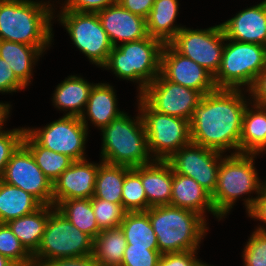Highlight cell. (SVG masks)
<instances>
[{
	"instance_id": "obj_40",
	"label": "cell",
	"mask_w": 266,
	"mask_h": 266,
	"mask_svg": "<svg viewBox=\"0 0 266 266\" xmlns=\"http://www.w3.org/2000/svg\"><path fill=\"white\" fill-rule=\"evenodd\" d=\"M244 206L250 218H255L266 225V186L263 184L260 194L256 197L243 199ZM256 230L266 232V227L259 226Z\"/></svg>"
},
{
	"instance_id": "obj_48",
	"label": "cell",
	"mask_w": 266,
	"mask_h": 266,
	"mask_svg": "<svg viewBox=\"0 0 266 266\" xmlns=\"http://www.w3.org/2000/svg\"><path fill=\"white\" fill-rule=\"evenodd\" d=\"M0 266H17L9 258L0 254Z\"/></svg>"
},
{
	"instance_id": "obj_11",
	"label": "cell",
	"mask_w": 266,
	"mask_h": 266,
	"mask_svg": "<svg viewBox=\"0 0 266 266\" xmlns=\"http://www.w3.org/2000/svg\"><path fill=\"white\" fill-rule=\"evenodd\" d=\"M225 41L220 23L206 29L183 27L168 44L177 53L195 61L214 76L222 61Z\"/></svg>"
},
{
	"instance_id": "obj_21",
	"label": "cell",
	"mask_w": 266,
	"mask_h": 266,
	"mask_svg": "<svg viewBox=\"0 0 266 266\" xmlns=\"http://www.w3.org/2000/svg\"><path fill=\"white\" fill-rule=\"evenodd\" d=\"M173 170L166 160L141 165V182L150 207L170 205Z\"/></svg>"
},
{
	"instance_id": "obj_10",
	"label": "cell",
	"mask_w": 266,
	"mask_h": 266,
	"mask_svg": "<svg viewBox=\"0 0 266 266\" xmlns=\"http://www.w3.org/2000/svg\"><path fill=\"white\" fill-rule=\"evenodd\" d=\"M59 12L58 21L66 28L75 47L85 54L92 64L102 67L114 46L97 13L71 10Z\"/></svg>"
},
{
	"instance_id": "obj_23",
	"label": "cell",
	"mask_w": 266,
	"mask_h": 266,
	"mask_svg": "<svg viewBox=\"0 0 266 266\" xmlns=\"http://www.w3.org/2000/svg\"><path fill=\"white\" fill-rule=\"evenodd\" d=\"M93 85L81 76H68L57 85L52 96V103L59 110L69 111L65 112V115L80 117L85 112Z\"/></svg>"
},
{
	"instance_id": "obj_36",
	"label": "cell",
	"mask_w": 266,
	"mask_h": 266,
	"mask_svg": "<svg viewBox=\"0 0 266 266\" xmlns=\"http://www.w3.org/2000/svg\"><path fill=\"white\" fill-rule=\"evenodd\" d=\"M97 224L101 230L120 227L127 211L122 204L91 198Z\"/></svg>"
},
{
	"instance_id": "obj_25",
	"label": "cell",
	"mask_w": 266,
	"mask_h": 266,
	"mask_svg": "<svg viewBox=\"0 0 266 266\" xmlns=\"http://www.w3.org/2000/svg\"><path fill=\"white\" fill-rule=\"evenodd\" d=\"M53 205H42L35 212L9 221L7 224L25 249L33 255L41 242Z\"/></svg>"
},
{
	"instance_id": "obj_43",
	"label": "cell",
	"mask_w": 266,
	"mask_h": 266,
	"mask_svg": "<svg viewBox=\"0 0 266 266\" xmlns=\"http://www.w3.org/2000/svg\"><path fill=\"white\" fill-rule=\"evenodd\" d=\"M195 254L197 250L162 254L158 266H195L200 261Z\"/></svg>"
},
{
	"instance_id": "obj_5",
	"label": "cell",
	"mask_w": 266,
	"mask_h": 266,
	"mask_svg": "<svg viewBox=\"0 0 266 266\" xmlns=\"http://www.w3.org/2000/svg\"><path fill=\"white\" fill-rule=\"evenodd\" d=\"M164 45L149 35L141 40L118 44L102 68L110 69L119 79L136 82L140 95L160 74Z\"/></svg>"
},
{
	"instance_id": "obj_13",
	"label": "cell",
	"mask_w": 266,
	"mask_h": 266,
	"mask_svg": "<svg viewBox=\"0 0 266 266\" xmlns=\"http://www.w3.org/2000/svg\"><path fill=\"white\" fill-rule=\"evenodd\" d=\"M140 96L157 112L190 121L202 94L159 74Z\"/></svg>"
},
{
	"instance_id": "obj_19",
	"label": "cell",
	"mask_w": 266,
	"mask_h": 266,
	"mask_svg": "<svg viewBox=\"0 0 266 266\" xmlns=\"http://www.w3.org/2000/svg\"><path fill=\"white\" fill-rule=\"evenodd\" d=\"M221 27L226 39L266 46V2L243 9Z\"/></svg>"
},
{
	"instance_id": "obj_47",
	"label": "cell",
	"mask_w": 266,
	"mask_h": 266,
	"mask_svg": "<svg viewBox=\"0 0 266 266\" xmlns=\"http://www.w3.org/2000/svg\"><path fill=\"white\" fill-rule=\"evenodd\" d=\"M11 105L9 103L0 102V129H3L4 122L9 117Z\"/></svg>"
},
{
	"instance_id": "obj_42",
	"label": "cell",
	"mask_w": 266,
	"mask_h": 266,
	"mask_svg": "<svg viewBox=\"0 0 266 266\" xmlns=\"http://www.w3.org/2000/svg\"><path fill=\"white\" fill-rule=\"evenodd\" d=\"M26 86L15 76L9 64L0 57V93H12Z\"/></svg>"
},
{
	"instance_id": "obj_49",
	"label": "cell",
	"mask_w": 266,
	"mask_h": 266,
	"mask_svg": "<svg viewBox=\"0 0 266 266\" xmlns=\"http://www.w3.org/2000/svg\"><path fill=\"white\" fill-rule=\"evenodd\" d=\"M195 266H211V265L206 264V263H204V262H202V261L200 260Z\"/></svg>"
},
{
	"instance_id": "obj_8",
	"label": "cell",
	"mask_w": 266,
	"mask_h": 266,
	"mask_svg": "<svg viewBox=\"0 0 266 266\" xmlns=\"http://www.w3.org/2000/svg\"><path fill=\"white\" fill-rule=\"evenodd\" d=\"M137 98L148 151L153 160H167L181 147L191 143L190 121L157 112L140 95Z\"/></svg>"
},
{
	"instance_id": "obj_32",
	"label": "cell",
	"mask_w": 266,
	"mask_h": 266,
	"mask_svg": "<svg viewBox=\"0 0 266 266\" xmlns=\"http://www.w3.org/2000/svg\"><path fill=\"white\" fill-rule=\"evenodd\" d=\"M22 144L31 152L35 163L52 184L74 162L68 155L40 146L27 132Z\"/></svg>"
},
{
	"instance_id": "obj_7",
	"label": "cell",
	"mask_w": 266,
	"mask_h": 266,
	"mask_svg": "<svg viewBox=\"0 0 266 266\" xmlns=\"http://www.w3.org/2000/svg\"><path fill=\"white\" fill-rule=\"evenodd\" d=\"M222 61L213 76L217 89H241L247 91L266 67V46L226 39Z\"/></svg>"
},
{
	"instance_id": "obj_15",
	"label": "cell",
	"mask_w": 266,
	"mask_h": 266,
	"mask_svg": "<svg viewBox=\"0 0 266 266\" xmlns=\"http://www.w3.org/2000/svg\"><path fill=\"white\" fill-rule=\"evenodd\" d=\"M1 180L30 193L42 205H53V184L23 144L12 154Z\"/></svg>"
},
{
	"instance_id": "obj_41",
	"label": "cell",
	"mask_w": 266,
	"mask_h": 266,
	"mask_svg": "<svg viewBox=\"0 0 266 266\" xmlns=\"http://www.w3.org/2000/svg\"><path fill=\"white\" fill-rule=\"evenodd\" d=\"M116 3L118 0H65L61 10L97 13Z\"/></svg>"
},
{
	"instance_id": "obj_1",
	"label": "cell",
	"mask_w": 266,
	"mask_h": 266,
	"mask_svg": "<svg viewBox=\"0 0 266 266\" xmlns=\"http://www.w3.org/2000/svg\"><path fill=\"white\" fill-rule=\"evenodd\" d=\"M247 100L242 89H216L203 95L190 119L191 143L220 153L230 149L239 153L243 114L252 103Z\"/></svg>"
},
{
	"instance_id": "obj_28",
	"label": "cell",
	"mask_w": 266,
	"mask_h": 266,
	"mask_svg": "<svg viewBox=\"0 0 266 266\" xmlns=\"http://www.w3.org/2000/svg\"><path fill=\"white\" fill-rule=\"evenodd\" d=\"M42 204L30 193L0 179V223L31 214Z\"/></svg>"
},
{
	"instance_id": "obj_6",
	"label": "cell",
	"mask_w": 266,
	"mask_h": 266,
	"mask_svg": "<svg viewBox=\"0 0 266 266\" xmlns=\"http://www.w3.org/2000/svg\"><path fill=\"white\" fill-rule=\"evenodd\" d=\"M256 157V154L246 153L222 157L217 186L211 195L215 211L221 218L227 216L243 194H260L264 182L259 179L254 165Z\"/></svg>"
},
{
	"instance_id": "obj_33",
	"label": "cell",
	"mask_w": 266,
	"mask_h": 266,
	"mask_svg": "<svg viewBox=\"0 0 266 266\" xmlns=\"http://www.w3.org/2000/svg\"><path fill=\"white\" fill-rule=\"evenodd\" d=\"M72 225H75L80 231L89 235L93 240L99 234V228L91 199L79 198L61 201L56 207Z\"/></svg>"
},
{
	"instance_id": "obj_9",
	"label": "cell",
	"mask_w": 266,
	"mask_h": 266,
	"mask_svg": "<svg viewBox=\"0 0 266 266\" xmlns=\"http://www.w3.org/2000/svg\"><path fill=\"white\" fill-rule=\"evenodd\" d=\"M94 240L80 231L56 208L50 214L37 251L32 255L34 266L56 258L93 254Z\"/></svg>"
},
{
	"instance_id": "obj_26",
	"label": "cell",
	"mask_w": 266,
	"mask_h": 266,
	"mask_svg": "<svg viewBox=\"0 0 266 266\" xmlns=\"http://www.w3.org/2000/svg\"><path fill=\"white\" fill-rule=\"evenodd\" d=\"M178 8V0H155L146 18L148 35L168 44L184 27L174 24Z\"/></svg>"
},
{
	"instance_id": "obj_46",
	"label": "cell",
	"mask_w": 266,
	"mask_h": 266,
	"mask_svg": "<svg viewBox=\"0 0 266 266\" xmlns=\"http://www.w3.org/2000/svg\"><path fill=\"white\" fill-rule=\"evenodd\" d=\"M155 0H118V3L133 14L148 17Z\"/></svg>"
},
{
	"instance_id": "obj_29",
	"label": "cell",
	"mask_w": 266,
	"mask_h": 266,
	"mask_svg": "<svg viewBox=\"0 0 266 266\" xmlns=\"http://www.w3.org/2000/svg\"><path fill=\"white\" fill-rule=\"evenodd\" d=\"M127 245L158 250L157 236L152 228L148 210L127 212L120 224Z\"/></svg>"
},
{
	"instance_id": "obj_17",
	"label": "cell",
	"mask_w": 266,
	"mask_h": 266,
	"mask_svg": "<svg viewBox=\"0 0 266 266\" xmlns=\"http://www.w3.org/2000/svg\"><path fill=\"white\" fill-rule=\"evenodd\" d=\"M99 164L87 159L74 161L53 183V206L69 199H91Z\"/></svg>"
},
{
	"instance_id": "obj_2",
	"label": "cell",
	"mask_w": 266,
	"mask_h": 266,
	"mask_svg": "<svg viewBox=\"0 0 266 266\" xmlns=\"http://www.w3.org/2000/svg\"><path fill=\"white\" fill-rule=\"evenodd\" d=\"M52 5L42 0H0V40L36 46L45 52L53 38Z\"/></svg>"
},
{
	"instance_id": "obj_24",
	"label": "cell",
	"mask_w": 266,
	"mask_h": 266,
	"mask_svg": "<svg viewBox=\"0 0 266 266\" xmlns=\"http://www.w3.org/2000/svg\"><path fill=\"white\" fill-rule=\"evenodd\" d=\"M248 106L243 114L239 153L259 155L266 152V107Z\"/></svg>"
},
{
	"instance_id": "obj_3",
	"label": "cell",
	"mask_w": 266,
	"mask_h": 266,
	"mask_svg": "<svg viewBox=\"0 0 266 266\" xmlns=\"http://www.w3.org/2000/svg\"><path fill=\"white\" fill-rule=\"evenodd\" d=\"M161 254L199 249L208 230L206 218L188 209L170 205L148 209Z\"/></svg>"
},
{
	"instance_id": "obj_30",
	"label": "cell",
	"mask_w": 266,
	"mask_h": 266,
	"mask_svg": "<svg viewBox=\"0 0 266 266\" xmlns=\"http://www.w3.org/2000/svg\"><path fill=\"white\" fill-rule=\"evenodd\" d=\"M130 169L127 166L109 164L101 160L96 175L94 197L122 204L123 182Z\"/></svg>"
},
{
	"instance_id": "obj_31",
	"label": "cell",
	"mask_w": 266,
	"mask_h": 266,
	"mask_svg": "<svg viewBox=\"0 0 266 266\" xmlns=\"http://www.w3.org/2000/svg\"><path fill=\"white\" fill-rule=\"evenodd\" d=\"M126 247L120 227L104 229L94 239L93 255L101 266H121Z\"/></svg>"
},
{
	"instance_id": "obj_39",
	"label": "cell",
	"mask_w": 266,
	"mask_h": 266,
	"mask_svg": "<svg viewBox=\"0 0 266 266\" xmlns=\"http://www.w3.org/2000/svg\"><path fill=\"white\" fill-rule=\"evenodd\" d=\"M161 255L158 250L127 245L121 266H158Z\"/></svg>"
},
{
	"instance_id": "obj_44",
	"label": "cell",
	"mask_w": 266,
	"mask_h": 266,
	"mask_svg": "<svg viewBox=\"0 0 266 266\" xmlns=\"http://www.w3.org/2000/svg\"><path fill=\"white\" fill-rule=\"evenodd\" d=\"M35 266H101L93 254L80 257L56 258L39 262Z\"/></svg>"
},
{
	"instance_id": "obj_12",
	"label": "cell",
	"mask_w": 266,
	"mask_h": 266,
	"mask_svg": "<svg viewBox=\"0 0 266 266\" xmlns=\"http://www.w3.org/2000/svg\"><path fill=\"white\" fill-rule=\"evenodd\" d=\"M25 129L42 147L68 155L74 161L86 159L84 151L88 129L80 117L64 115L42 129Z\"/></svg>"
},
{
	"instance_id": "obj_20",
	"label": "cell",
	"mask_w": 266,
	"mask_h": 266,
	"mask_svg": "<svg viewBox=\"0 0 266 266\" xmlns=\"http://www.w3.org/2000/svg\"><path fill=\"white\" fill-rule=\"evenodd\" d=\"M170 206L188 209L205 216L210 212L217 219L221 218L215 211L211 194L193 178L174 173Z\"/></svg>"
},
{
	"instance_id": "obj_27",
	"label": "cell",
	"mask_w": 266,
	"mask_h": 266,
	"mask_svg": "<svg viewBox=\"0 0 266 266\" xmlns=\"http://www.w3.org/2000/svg\"><path fill=\"white\" fill-rule=\"evenodd\" d=\"M42 53L36 46L0 40V57L9 64L15 76L26 87L31 83L32 68Z\"/></svg>"
},
{
	"instance_id": "obj_4",
	"label": "cell",
	"mask_w": 266,
	"mask_h": 266,
	"mask_svg": "<svg viewBox=\"0 0 266 266\" xmlns=\"http://www.w3.org/2000/svg\"><path fill=\"white\" fill-rule=\"evenodd\" d=\"M138 114L131 119L123 113L101 129L100 156L103 162L135 168L153 161L148 151L142 117L140 112Z\"/></svg>"
},
{
	"instance_id": "obj_16",
	"label": "cell",
	"mask_w": 266,
	"mask_h": 266,
	"mask_svg": "<svg viewBox=\"0 0 266 266\" xmlns=\"http://www.w3.org/2000/svg\"><path fill=\"white\" fill-rule=\"evenodd\" d=\"M160 74L166 80L199 91L202 95L217 89L209 71L177 53L169 44H165L162 50Z\"/></svg>"
},
{
	"instance_id": "obj_45",
	"label": "cell",
	"mask_w": 266,
	"mask_h": 266,
	"mask_svg": "<svg viewBox=\"0 0 266 266\" xmlns=\"http://www.w3.org/2000/svg\"><path fill=\"white\" fill-rule=\"evenodd\" d=\"M246 92H249L250 99L254 104L266 107V67L257 76L253 86Z\"/></svg>"
},
{
	"instance_id": "obj_34",
	"label": "cell",
	"mask_w": 266,
	"mask_h": 266,
	"mask_svg": "<svg viewBox=\"0 0 266 266\" xmlns=\"http://www.w3.org/2000/svg\"><path fill=\"white\" fill-rule=\"evenodd\" d=\"M122 205L127 212L147 211V197L141 182V166L131 168L125 175Z\"/></svg>"
},
{
	"instance_id": "obj_14",
	"label": "cell",
	"mask_w": 266,
	"mask_h": 266,
	"mask_svg": "<svg viewBox=\"0 0 266 266\" xmlns=\"http://www.w3.org/2000/svg\"><path fill=\"white\" fill-rule=\"evenodd\" d=\"M223 154L190 143L181 147L166 161L174 173L193 178L212 195L217 186L218 170Z\"/></svg>"
},
{
	"instance_id": "obj_18",
	"label": "cell",
	"mask_w": 266,
	"mask_h": 266,
	"mask_svg": "<svg viewBox=\"0 0 266 266\" xmlns=\"http://www.w3.org/2000/svg\"><path fill=\"white\" fill-rule=\"evenodd\" d=\"M97 15L113 46L148 36L146 19L131 13L119 3L100 10Z\"/></svg>"
},
{
	"instance_id": "obj_37",
	"label": "cell",
	"mask_w": 266,
	"mask_h": 266,
	"mask_svg": "<svg viewBox=\"0 0 266 266\" xmlns=\"http://www.w3.org/2000/svg\"><path fill=\"white\" fill-rule=\"evenodd\" d=\"M243 250L244 266H266V232L255 230Z\"/></svg>"
},
{
	"instance_id": "obj_35",
	"label": "cell",
	"mask_w": 266,
	"mask_h": 266,
	"mask_svg": "<svg viewBox=\"0 0 266 266\" xmlns=\"http://www.w3.org/2000/svg\"><path fill=\"white\" fill-rule=\"evenodd\" d=\"M0 254L17 266H34L33 256L13 234L7 223H0Z\"/></svg>"
},
{
	"instance_id": "obj_22",
	"label": "cell",
	"mask_w": 266,
	"mask_h": 266,
	"mask_svg": "<svg viewBox=\"0 0 266 266\" xmlns=\"http://www.w3.org/2000/svg\"><path fill=\"white\" fill-rule=\"evenodd\" d=\"M114 90L115 89H113V86L110 84L94 83L85 108L86 112H83L80 116L82 123L87 129L88 118L91 121L90 123L101 130L112 120L124 113L118 109V100Z\"/></svg>"
},
{
	"instance_id": "obj_38",
	"label": "cell",
	"mask_w": 266,
	"mask_h": 266,
	"mask_svg": "<svg viewBox=\"0 0 266 266\" xmlns=\"http://www.w3.org/2000/svg\"><path fill=\"white\" fill-rule=\"evenodd\" d=\"M25 132L26 129L21 127L7 131L0 129V179L12 154L22 144Z\"/></svg>"
}]
</instances>
